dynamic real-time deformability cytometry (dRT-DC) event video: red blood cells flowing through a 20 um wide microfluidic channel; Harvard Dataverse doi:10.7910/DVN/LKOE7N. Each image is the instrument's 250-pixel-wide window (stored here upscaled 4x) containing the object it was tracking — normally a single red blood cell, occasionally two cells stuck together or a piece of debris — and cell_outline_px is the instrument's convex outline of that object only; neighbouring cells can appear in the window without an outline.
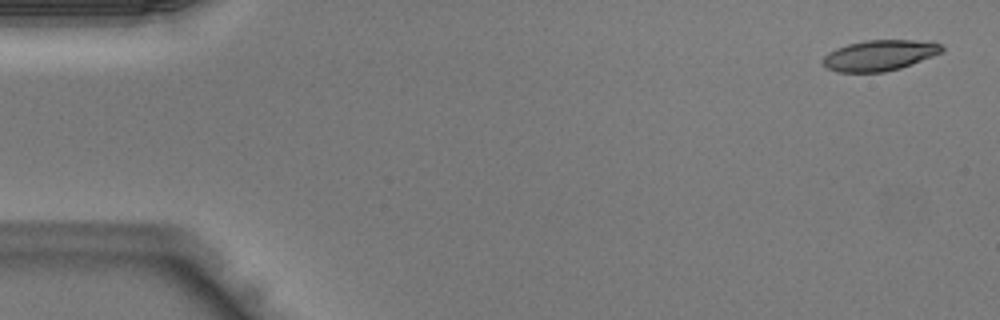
{"species": "Egyptian fruit bat (a non-hibernating species)", "species_latin": "Rousettus aegyptiacus", "temperature_condition": "warm", "stored_images_in_passage": 6, "camera_frame_rate_fps": 3000, "um_per_image_px": 0.085, "animal": {"sex": "male"}, "frame": {"image": 1, "passage_image": 1, "time_ms": 0.0, "image_size_px": [1000, 320], "cell_outline_px": [[944, 52], [912, 64], [900, 68], [884, 72], [840, 72], [828, 68], [824, 64], [824, 56], [828, 52], [836, 48], [848, 44], [864, 40], [932, 40], [940, 44], [944, 48]], "centroid_in_image_um": [74.83, 4.69], "position_along_channel_um": 10.2, "area_um2": 21.39}}